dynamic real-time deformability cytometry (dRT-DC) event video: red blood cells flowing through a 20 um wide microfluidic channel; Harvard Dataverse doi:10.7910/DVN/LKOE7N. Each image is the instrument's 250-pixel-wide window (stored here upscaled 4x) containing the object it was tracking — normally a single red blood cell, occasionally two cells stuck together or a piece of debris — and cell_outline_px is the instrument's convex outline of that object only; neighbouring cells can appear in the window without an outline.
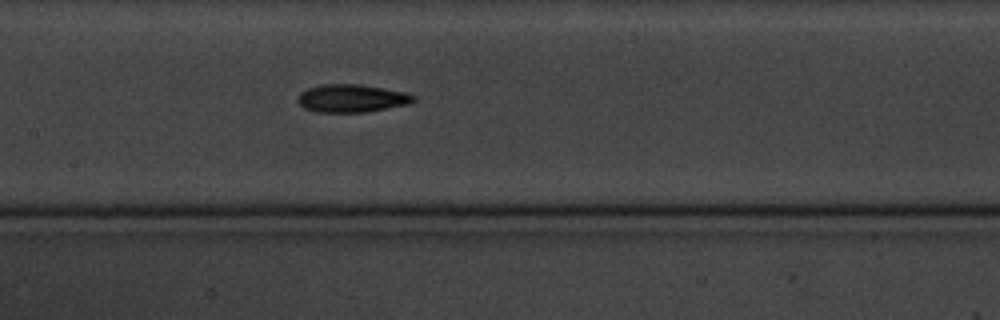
{"species": "common noctule bat (a hibernating species)", "species_latin": "Nyctalus noctula", "temperature_condition": "cold", "stored_images_in_passage": 7, "camera_frame_rate_fps": 3000, "um_per_image_px": 0.085, "animal": {"sex": "male", "body_mass_g": 20.1, "forearm_length_mm": 53.5}, "frame": {"image": 1, "passage_image": 7, "time_ms": 7.0, "image_size_px": [1000, 320], "cell_outline_px": [[416, 100], [408, 104], [368, 112], [320, 112], [304, 108], [296, 100], [300, 92], [308, 88], [324, 84], [360, 84], [404, 92], [416, 96]], "centroid_in_image_um": [29.89, 8.36], "position_along_channel_um": 177.5, "area_um2": 18.79}}